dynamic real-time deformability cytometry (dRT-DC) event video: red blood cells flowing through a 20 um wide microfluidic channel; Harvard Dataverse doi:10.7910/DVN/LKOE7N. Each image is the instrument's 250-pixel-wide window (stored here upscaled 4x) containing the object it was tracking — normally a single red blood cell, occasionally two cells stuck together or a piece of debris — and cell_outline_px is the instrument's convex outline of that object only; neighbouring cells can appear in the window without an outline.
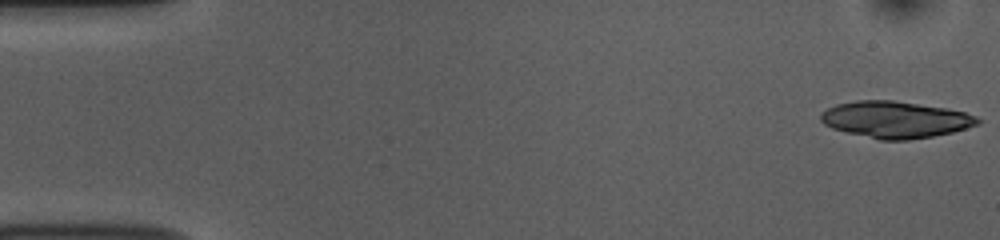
{"species": "common noctule bat (a hibernating species)", "species_latin": "Nyctalus noctula", "temperature_condition": "room temperature", "stored_images_in_passage": 3, "camera_frame_rate_fps": 3000, "um_per_image_px": 0.085, "animal": {"sex": "female", "body_mass_g": 10.0, "forearm_length_mm": 53.1}, "frame": {"image": 1, "passage_image": 1, "time_ms": 0.0, "image_size_px": [1000, 240], "cell_outline_px": [[980, 124], [952, 132], [932, 136], [908, 140], [880, 140], [832, 128], [824, 124], [820, 120], [820, 112], [836, 104], [856, 100], [892, 100], [944, 108], [964, 112], [976, 116], [980, 120]], "centroid_in_image_um": [76.08, 10.16], "position_along_channel_um": 8.9, "area_um2": 33.29}}